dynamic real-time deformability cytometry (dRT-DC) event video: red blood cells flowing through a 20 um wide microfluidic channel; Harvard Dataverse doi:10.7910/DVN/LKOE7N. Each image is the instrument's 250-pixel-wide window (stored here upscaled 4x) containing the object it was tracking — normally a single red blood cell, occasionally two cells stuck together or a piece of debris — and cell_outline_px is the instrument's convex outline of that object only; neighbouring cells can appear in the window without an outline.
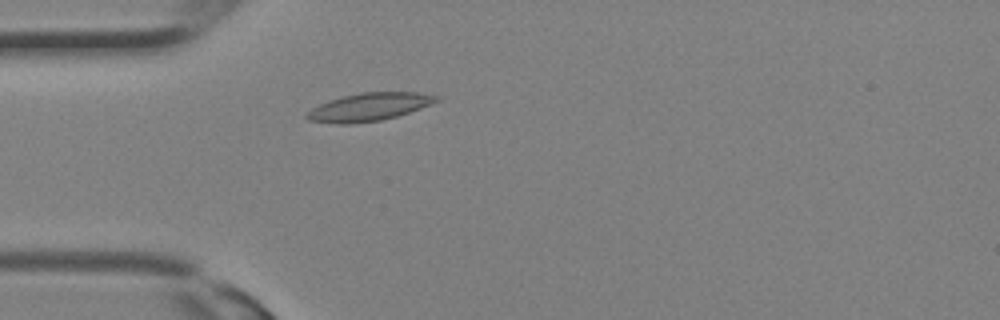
{"species": "Egyptian fruit bat (a non-hibernating species)", "species_latin": "Rousettus aegyptiacus", "temperature_condition": "room temperature", "stored_images_in_passage": 20, "camera_frame_rate_fps": 3000, "um_per_image_px": 0.085, "animal": {"sex": "female"}, "frame": {"image": 1, "passage_image": 6, "time_ms": 1.667, "image_size_px": [1000, 320], "cell_outline_px": [[440, 100], [432, 104], [396, 116], [380, 120], [348, 124], [336, 124], [308, 120], [304, 116], [312, 108], [328, 100], [360, 92], [420, 92], [440, 96]], "centroid_in_image_um": [31.38, 9.08], "position_along_channel_um": 53.6, "area_um2": 21.04}}
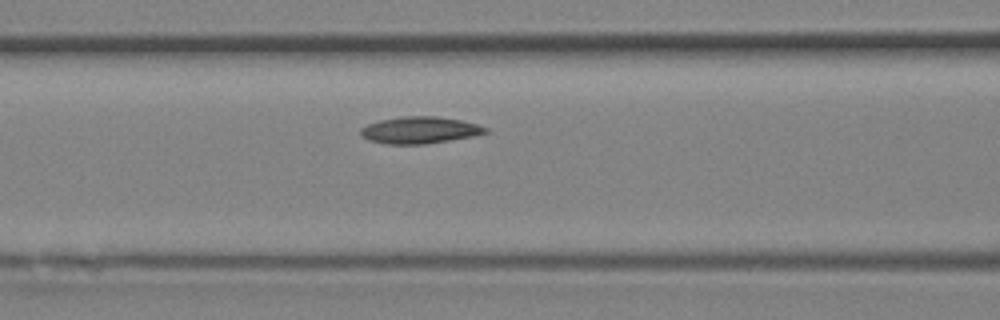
{"frame": {"image": 2, "passage_image": 10, "time_ms": 3.0, "image_size_px": [1000, 320], "cell_outline_px": [[488, 132], [472, 136], [424, 144], [388, 144], [368, 140], [360, 136], [360, 128], [368, 124], [380, 120], [404, 116], [436, 116], [460, 120], [476, 124], [488, 128]], "centroid_in_image_um": [35.63, 11.06], "position_along_channel_um": 131.0, "area_um2": 19.36}}
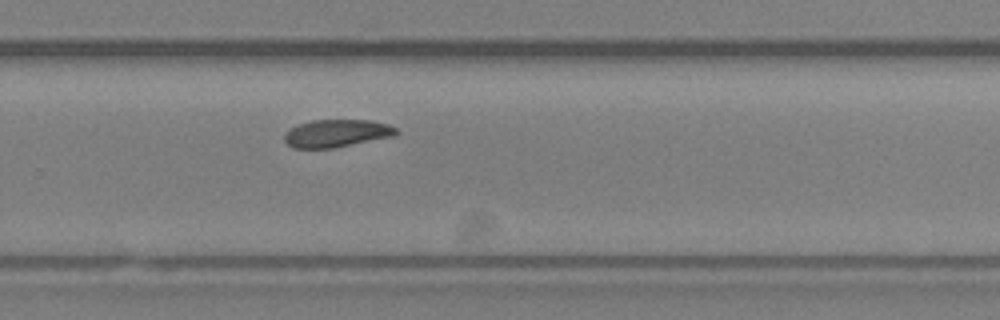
{"frame": {"image": 3, "passage_image": 18, "time_ms": 5.667, "image_size_px": [1000, 320], "cell_outline_px": [[400, 132], [396, 136], [332, 148], [292, 148], [284, 140], [284, 132], [288, 128], [312, 120], [372, 120], [388, 124], [396, 128]], "centroid_in_image_um": [28.62, 11.33], "position_along_channel_um": 301.2, "area_um2": 18.21}}